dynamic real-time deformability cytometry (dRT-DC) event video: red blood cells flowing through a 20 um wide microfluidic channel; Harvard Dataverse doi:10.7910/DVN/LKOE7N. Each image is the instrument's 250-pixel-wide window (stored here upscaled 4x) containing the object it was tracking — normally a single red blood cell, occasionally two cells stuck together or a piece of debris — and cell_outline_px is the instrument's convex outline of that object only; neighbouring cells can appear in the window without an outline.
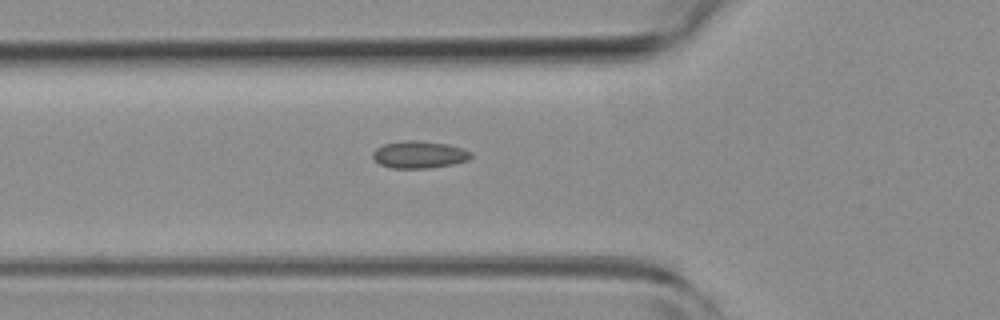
{"species": "common noctule bat (a hibernating species)", "species_latin": "Nyctalus noctula", "temperature_condition": "room temperature", "stored_images_in_passage": 2, "camera_frame_rate_fps": 3000, "um_per_image_px": 0.085, "animal": {"sex": "female", "body_mass_g": 19.3, "forearm_length_mm": 54.1}, "frame": {"image": 1, "passage_image": 2, "time_ms": 0.333, "image_size_px": [1000, 320], "cell_outline_px": [[472, 156], [468, 160], [452, 164], [428, 168], [392, 168], [380, 164], [372, 156], [372, 152], [376, 148], [384, 144], [404, 140], [416, 140], [448, 144], [464, 148], [472, 152]], "centroid_in_image_um": [35.65, 13.13], "position_along_channel_um": 90.2, "area_um2": 15.61}}